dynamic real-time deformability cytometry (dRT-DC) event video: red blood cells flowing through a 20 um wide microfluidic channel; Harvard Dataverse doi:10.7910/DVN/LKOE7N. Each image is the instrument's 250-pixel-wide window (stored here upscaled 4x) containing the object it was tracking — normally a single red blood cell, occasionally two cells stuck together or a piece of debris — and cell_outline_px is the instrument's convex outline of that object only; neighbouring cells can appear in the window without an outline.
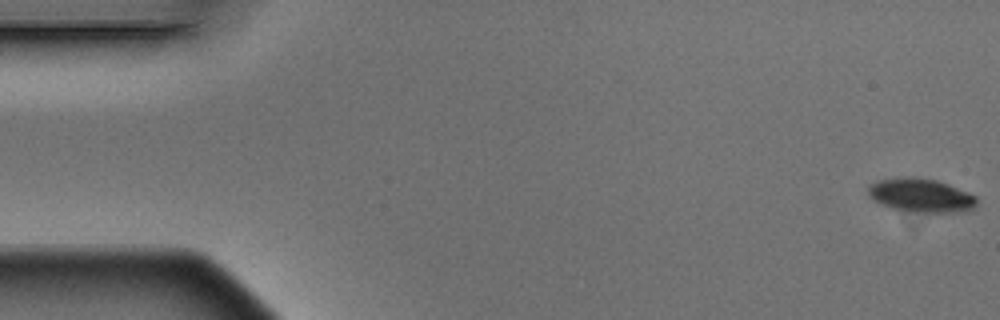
{"species": "Egyptian fruit bat (a non-hibernating species)", "species_latin": "Rousettus aegyptiacus", "temperature_condition": "warm", "stored_images_in_passage": 9, "camera_frame_rate_fps": 3000, "um_per_image_px": 0.085, "animal": {"sex": "male"}, "frame": {"image": 1, "passage_image": 1, "time_ms": 0.0, "image_size_px": [1000, 320], "cell_outline_px": [[976, 208], [968, 212], [924, 212], [892, 208], [880, 204], [872, 200], [868, 196], [868, 188], [872, 184], [880, 180], [936, 180], [948, 184], [968, 192], [976, 196]], "centroid_in_image_um": [78.36, 16.67], "position_along_channel_um": 6.6, "area_um2": 20.46}}
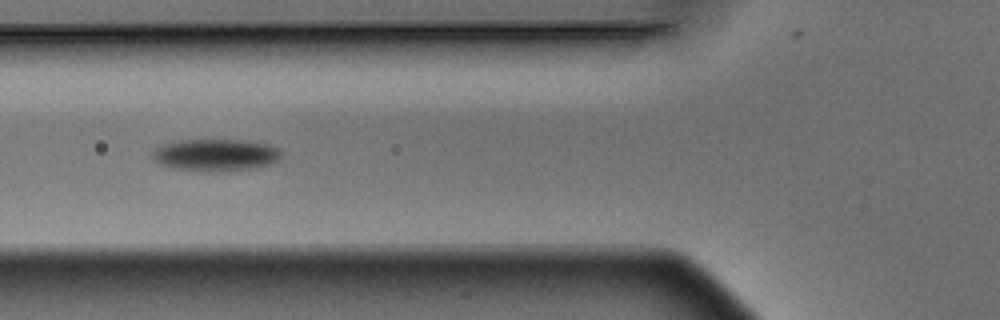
{"frame": {"image": 2, "passage_image": 6, "time_ms": 1.667, "image_size_px": [1000, 320], "cell_outline_px": [[280, 160], [272, 164], [252, 168], [224, 172], [200, 172], [172, 168], [160, 164], [152, 156], [152, 152], [156, 148], [164, 144], [180, 140], [248, 140], [268, 144], [280, 148]], "centroid_in_image_um": [18.36, 13.19], "position_along_channel_um": 107.4, "area_um2": 24.45}}
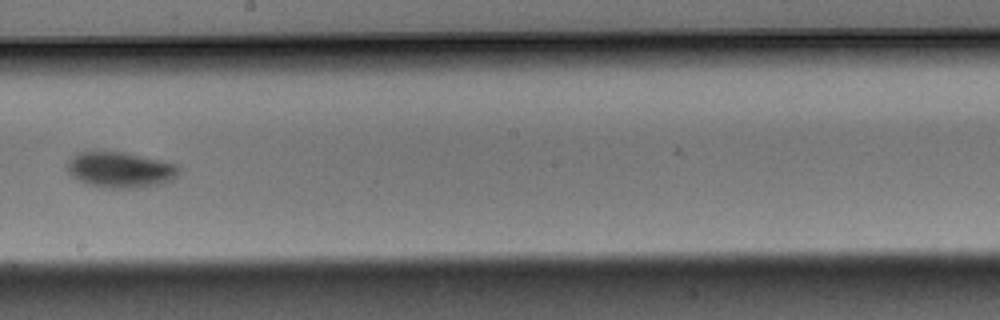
{"frame": {"image": 3, "passage_image": 9, "time_ms": 2.667, "image_size_px": [1000, 320], "cell_outline_px": [[180, 176], [172, 180], [156, 184], [136, 188], [104, 188], [88, 184], [72, 176], [68, 172], [68, 160], [76, 152], [124, 152], [160, 160], [176, 164], [180, 168]], "centroid_in_image_um": [10.24, 14.43], "position_along_channel_um": 238.0, "area_um2": 23.18}}